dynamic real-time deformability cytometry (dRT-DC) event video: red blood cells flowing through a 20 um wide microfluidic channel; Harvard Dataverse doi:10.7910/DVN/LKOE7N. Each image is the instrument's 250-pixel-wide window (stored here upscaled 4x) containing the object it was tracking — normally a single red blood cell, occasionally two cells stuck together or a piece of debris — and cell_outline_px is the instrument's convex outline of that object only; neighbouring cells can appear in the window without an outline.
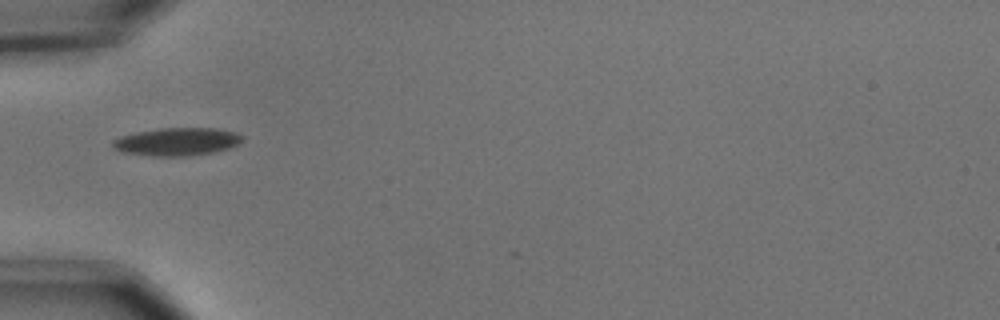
{"species": "common noctule bat (a hibernating species)", "species_latin": "Nyctalus noctula", "temperature_condition": "cold", "stored_images_in_passage": 30, "camera_frame_rate_fps": 3000, "um_per_image_px": 0.085, "animal": {"sex": "male", "body_mass_g": 15.6}, "frame": {"image": 1, "passage_image": 1, "time_ms": 0.0, "image_size_px": [1000, 320], "cell_outline_px": [[244, 140], [228, 148], [216, 152], [188, 156], [152, 156], [120, 152], [112, 148], [112, 140], [120, 136], [136, 132], [160, 128], [216, 128], [236, 132], [244, 136]], "centroid_in_image_um": [15.02, 12.04], "position_along_channel_um": 70.0, "area_um2": 21.33}}
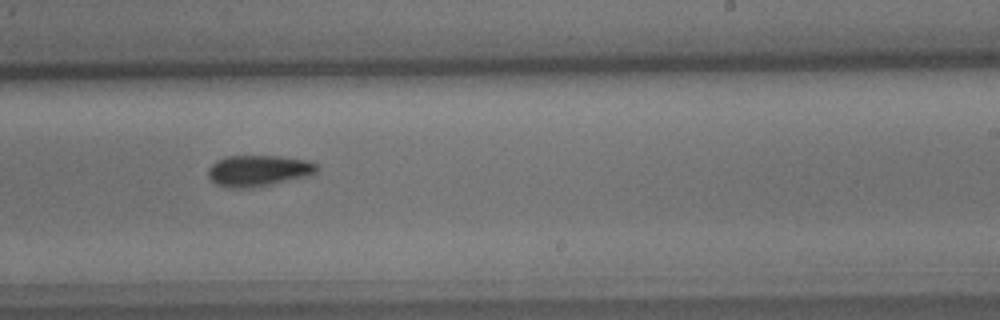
{"frame": {"image": 2, "passage_image": 17, "time_ms": 5.333, "image_size_px": [1000, 320], "cell_outline_px": [[320, 168], [316, 172], [308, 176], [272, 184], [244, 188], [228, 188], [216, 184], [208, 176], [208, 168], [216, 160], [224, 156], [276, 156], [308, 160], [320, 164]], "centroid_in_image_um": [21.98, 14.5], "position_along_channel_um": 267.0, "area_um2": 19.88}}
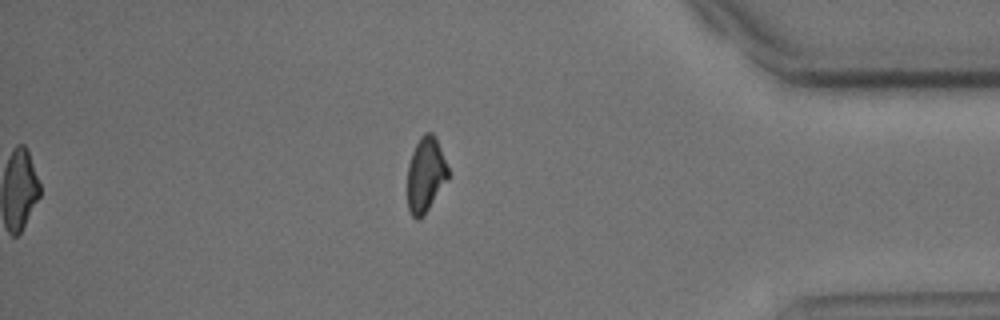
{"frame": {"image": 3, "passage_image": 30, "time_ms": 9.667, "image_size_px": [1000, 320], "cell_outline_px": [[448, 176], [424, 216], [416, 220], [412, 216], [408, 208], [408, 164], [412, 152], [420, 136], [424, 132], [432, 132], [440, 148], [448, 168]], "centroid_in_image_um": [36.15, 14.85], "position_along_channel_um": 399.1, "area_um2": 17.4}, "authors_computed_cell_mechanics": {"area_um2": 20.1722, "velocity_mm_per_s": 3.6958, "shape_relaxation_time_tau1_ms": 3.6992, "shape_relaxation_time_tau2_ms": null, "deformation_change_tau1": 0.1022, "deformation_change_tau2": null}}